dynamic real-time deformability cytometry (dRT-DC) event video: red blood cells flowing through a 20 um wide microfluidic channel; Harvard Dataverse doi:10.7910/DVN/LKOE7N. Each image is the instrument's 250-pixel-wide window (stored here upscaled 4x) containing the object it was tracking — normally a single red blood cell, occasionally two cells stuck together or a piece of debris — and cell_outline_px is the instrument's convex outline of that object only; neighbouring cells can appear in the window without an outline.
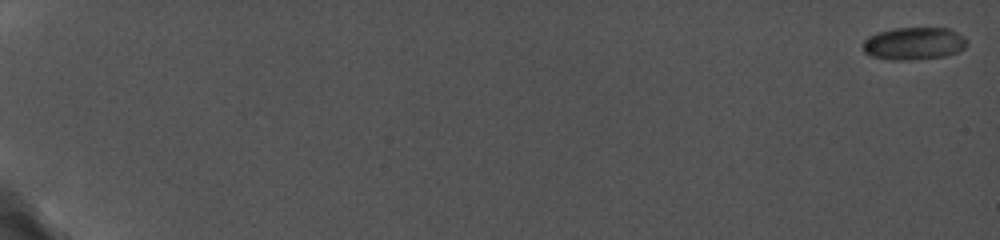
{"species": "common noctule bat (a hibernating species)", "species_latin": "Nyctalus noctula", "temperature_condition": "cold", "stored_images_in_passage": 43, "camera_frame_rate_fps": 5000, "um_per_image_px": 0.085, "animal": {"sex": "female", "body_mass_g": 19.0, "forearm_length_mm": 56.7}, "frame": {"image": 1, "passage_image": 1, "time_ms": 0.0, "image_size_px": [1000, 240], "cell_outline_px": [[968, 44], [960, 52], [944, 56], [916, 60], [888, 60], [872, 56], [864, 52], [864, 40], [868, 36], [876, 32], [896, 28], [948, 28], [956, 32], [968, 40]], "centroid_in_image_um": [77.7, 3.71], "position_along_channel_um": 7.3, "area_um2": 19.94}}
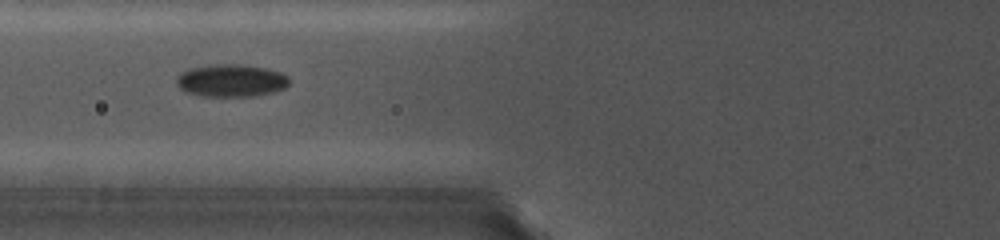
{"frame": {"image": 2, "passage_image": 22, "time_ms": 8.6, "image_size_px": [1000, 240], "cell_outline_px": [[292, 80], [284, 88], [272, 92], [252, 96], [204, 96], [184, 92], [176, 84], [176, 76], [188, 68], [216, 64], [240, 64], [268, 68], [280, 72], [288, 76]], "centroid_in_image_um": [19.64, 6.84], "position_along_channel_um": 106.2, "area_um2": 21.56}}
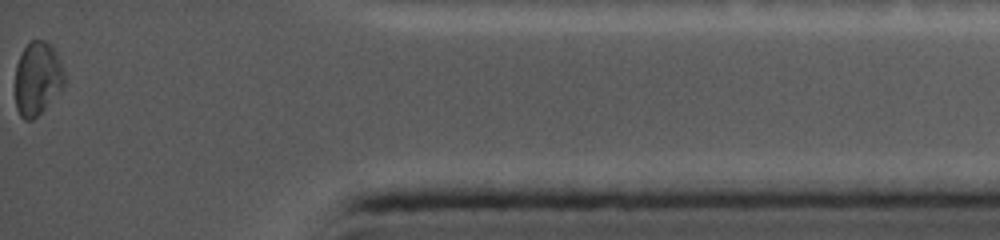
{"frame": {"image": 3, "passage_image": 43, "time_ms": 17.8, "image_size_px": [1000, 240], "cell_outline_px": [[64, 88], [32, 120], [24, 120], [20, 116], [16, 108], [16, 64], [20, 52], [32, 40], [44, 40], [52, 48], [60, 60], [64, 72]], "centroid_in_image_um": [3.17, 6.68], "position_along_channel_um": 432.0, "area_um2": 20.92}, "authors_computed_cell_mechanics": {"area_um2": 19.8254, "velocity_mm_per_s": 3.7794, "shape_relaxation_time_tau1_ms": null, "shape_relaxation_time_tau2_ms": 2.049, "deformation_change_tau1": null, "deformation_change_tau2": 0.0427}}